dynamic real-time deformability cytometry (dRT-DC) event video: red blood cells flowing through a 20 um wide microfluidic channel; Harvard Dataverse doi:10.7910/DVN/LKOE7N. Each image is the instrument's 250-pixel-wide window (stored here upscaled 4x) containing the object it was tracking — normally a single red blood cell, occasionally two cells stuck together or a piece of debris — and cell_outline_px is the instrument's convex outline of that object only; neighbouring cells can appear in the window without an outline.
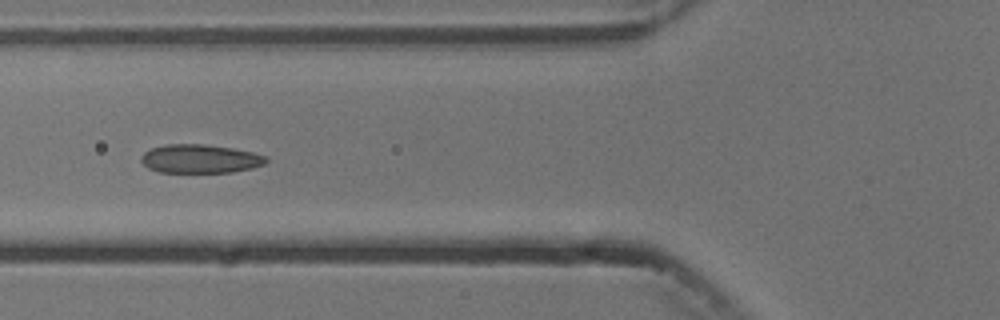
{"species": "common noctule bat (a hibernating species)", "species_latin": "Nyctalus noctula", "temperature_condition": "cold", "stored_images_in_passage": 4, "camera_frame_rate_fps": 3000, "um_per_image_px": 0.085, "animal": {"sex": "male", "body_mass_g": 13.3}, "frame": {"image": 1, "passage_image": 3, "time_ms": 2.333, "image_size_px": [1000, 320], "cell_outline_px": [[268, 160], [264, 164], [252, 168], [232, 172], [160, 172], [148, 168], [140, 160], [140, 156], [144, 152], [152, 148], [168, 144], [204, 144], [232, 148], [252, 152], [268, 156]], "centroid_in_image_um": [17.02, 13.49], "position_along_channel_um": 108.8, "area_um2": 20.87}}
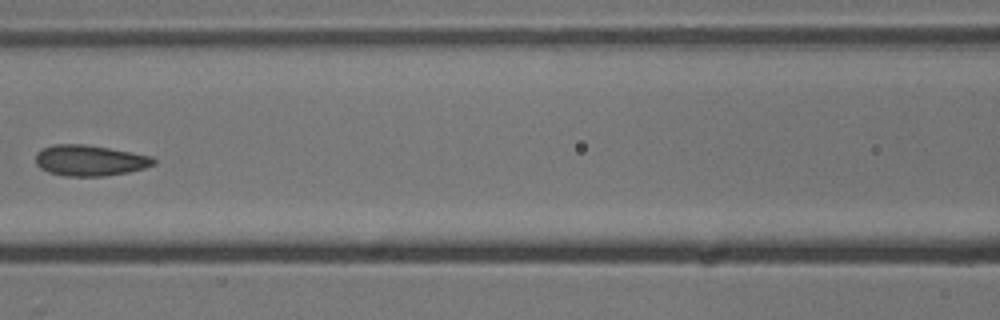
{"frame": {"image": 2, "passage_image": 4, "time_ms": 3.667, "image_size_px": [1000, 320], "cell_outline_px": [[156, 164], [144, 168], [128, 172], [104, 176], [64, 176], [48, 172], [40, 168], [36, 164], [36, 152], [52, 144], [84, 144], [132, 152], [152, 156], [156, 160]], "centroid_in_image_um": [7.63, 13.64], "position_along_channel_um": 159.0, "area_um2": 21.27}}